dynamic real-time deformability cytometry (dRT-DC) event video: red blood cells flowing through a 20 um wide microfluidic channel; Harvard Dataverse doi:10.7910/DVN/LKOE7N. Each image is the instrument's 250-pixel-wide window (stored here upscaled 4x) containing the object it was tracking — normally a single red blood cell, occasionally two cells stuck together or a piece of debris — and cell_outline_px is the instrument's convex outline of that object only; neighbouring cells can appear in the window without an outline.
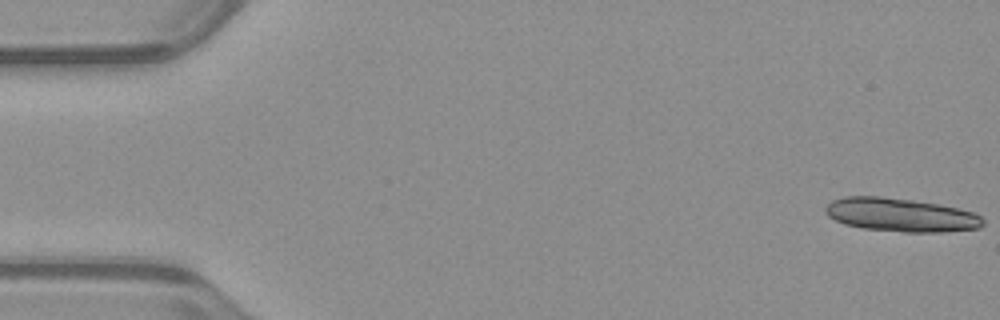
{"species": "common noctule bat (a hibernating species)", "species_latin": "Nyctalus noctula", "temperature_condition": "warm", "stored_images_in_passage": 15, "camera_frame_rate_fps": 3000, "um_per_image_px": 0.085, "animal": {"sex": "male", "body_mass_g": 23.1, "forearm_length_mm": 52.7}, "frame": {"image": 1, "passage_image": 1, "time_ms": 0.0, "image_size_px": [1000, 320], "cell_outline_px": [[984, 224], [980, 228], [944, 232], [904, 232], [864, 228], [844, 224], [828, 216], [824, 212], [824, 208], [832, 200], [844, 196], [880, 196], [912, 200], [940, 204], [972, 212], [980, 216], [984, 220]], "centroid_in_image_um": [76.55, 18.26], "position_along_channel_um": 8.4, "area_um2": 30.81}}